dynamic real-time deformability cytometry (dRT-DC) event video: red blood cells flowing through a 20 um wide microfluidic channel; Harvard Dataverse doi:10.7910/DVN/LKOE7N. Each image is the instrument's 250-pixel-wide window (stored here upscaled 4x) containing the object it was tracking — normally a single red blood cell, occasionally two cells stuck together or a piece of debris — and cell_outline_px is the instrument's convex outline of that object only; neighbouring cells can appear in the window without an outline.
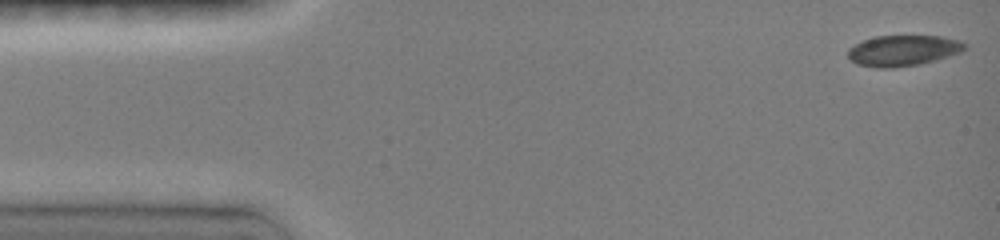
{"species": "common noctule bat (a hibernating species)", "species_latin": "Nyctalus noctula", "temperature_condition": "room temperature", "stored_images_in_passage": 64, "camera_frame_rate_fps": 3000, "um_per_image_px": 0.085, "animal": {"sex": "female", "body_mass_g": 19.0, "forearm_length_mm": 51.5}, "frame": {"image": 1, "passage_image": 1, "time_ms": 0.0, "image_size_px": [1000, 240], "cell_outline_px": [[968, 44], [960, 52], [936, 60], [920, 64], [892, 68], [876, 68], [856, 64], [848, 56], [848, 48], [864, 40], [876, 36], [940, 36], [960, 40]], "centroid_in_image_um": [76.76, 4.3], "position_along_channel_um": 8.2, "area_um2": 20.92}}
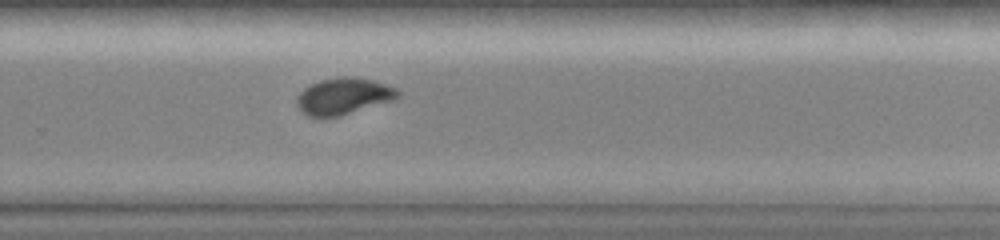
{"frame": {"image": 2, "passage_image": 45, "time_ms": 10.0, "image_size_px": [1000, 240], "cell_outline_px": [[400, 96], [396, 100], [340, 116], [308, 116], [296, 104], [296, 96], [304, 88], [320, 80], [344, 76], [348, 76], [376, 80], [396, 88], [400, 92]], "centroid_in_image_um": [29.25, 8.17], "position_along_channel_um": 300.5, "area_um2": 21.62}}
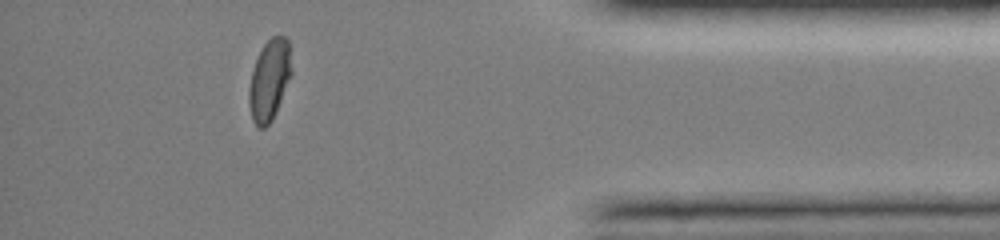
{"frame": {"image": 3, "passage_image": 60, "time_ms": 13.333, "image_size_px": [1000, 240], "cell_outline_px": [[292, 72], [276, 112], [272, 120], [264, 128], [260, 128], [252, 120], [248, 100], [248, 92], [252, 72], [256, 60], [264, 44], [272, 36], [284, 36], [288, 40]], "centroid_in_image_um": [22.89, 6.81], "position_along_channel_um": 412.3, "area_um2": 19.77}, "authors_computed_cell_mechanics": {"area_um2": 21.7328, "velocity_mm_per_s": 4.0918, "shape_relaxation_time_tau1_ms": 10.7821, "shape_relaxation_time_tau2_ms": null, "deformation_change_tau1": 0.2316, "deformation_change_tau2": null}}